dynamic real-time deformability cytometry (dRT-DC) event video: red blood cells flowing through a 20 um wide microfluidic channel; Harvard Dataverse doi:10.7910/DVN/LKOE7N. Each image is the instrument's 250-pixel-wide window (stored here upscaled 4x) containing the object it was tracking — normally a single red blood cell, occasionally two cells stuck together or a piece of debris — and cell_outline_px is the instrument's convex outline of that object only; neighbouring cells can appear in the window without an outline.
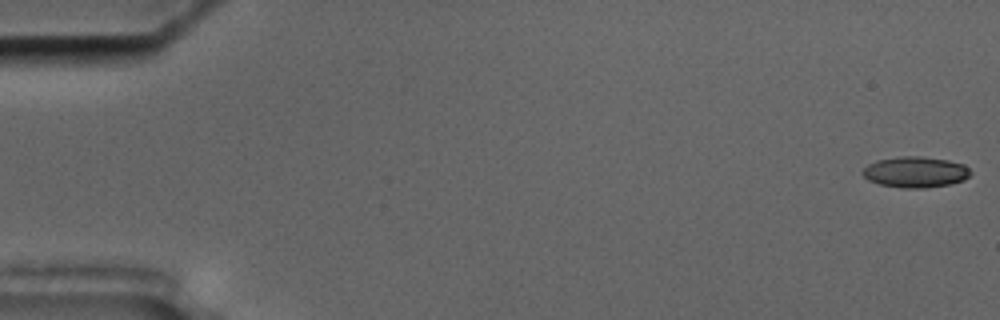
{"species": "common noctule bat (a hibernating species)", "species_latin": "Nyctalus noctula", "temperature_condition": "cold", "stored_images_in_passage": 45, "camera_frame_rate_fps": 3000, "um_per_image_px": 0.085, "animal": {"sex": "male", "body_mass_g": 17.5, "forearm_length_mm": 52.3}, "frame": {"image": 1, "passage_image": 1, "time_ms": 0.0, "image_size_px": [1000, 320], "cell_outline_px": [[972, 172], [964, 180], [952, 184], [924, 188], [904, 188], [880, 184], [868, 180], [860, 172], [868, 164], [876, 160], [900, 156], [920, 156], [948, 160], [964, 164]], "centroid_in_image_um": [77.81, 14.62], "position_along_channel_um": 7.2, "area_um2": 19.54}}
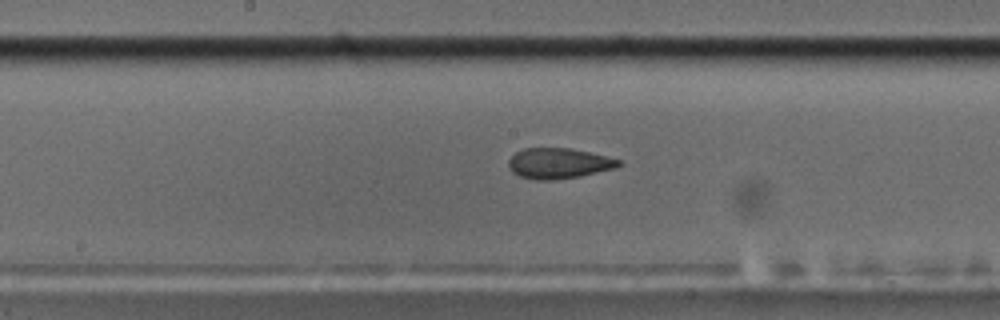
{"frame": {"image": 2, "passage_image": 30, "time_ms": 9.667, "image_size_px": [1000, 320], "cell_outline_px": [[620, 164], [616, 168], [580, 176], [552, 180], [536, 180], [520, 176], [512, 172], [508, 164], [508, 160], [516, 152], [524, 148], [568, 148], [588, 152], [620, 160]], "centroid_in_image_um": [47.45, 13.89], "position_along_channel_um": 200.7, "area_um2": 19.36}}
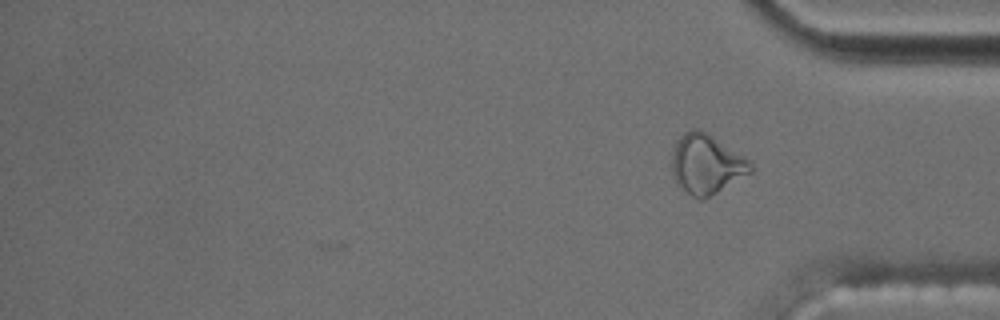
{"frame": {"image": 3, "passage_image": 45, "time_ms": 14.667, "image_size_px": [1000, 320], "cell_outline_px": [[752, 172], [704, 200], [700, 200], [692, 196], [672, 176], [672, 152], [680, 136], [684, 132], [692, 128], [696, 128], [708, 132], [752, 160]], "centroid_in_image_um": [60.08, 13.93], "position_along_channel_um": 375.1, "area_um2": 27.51}, "authors_computed_cell_mechanics": {"area_um2": 19.941, "velocity_mm_per_s": 3.5451, "shape_relaxation_time_tau1_ms": null, "shape_relaxation_time_tau2_ms": 2.2999, "deformation_change_tau1": null, "deformation_change_tau2": 0.0893}}